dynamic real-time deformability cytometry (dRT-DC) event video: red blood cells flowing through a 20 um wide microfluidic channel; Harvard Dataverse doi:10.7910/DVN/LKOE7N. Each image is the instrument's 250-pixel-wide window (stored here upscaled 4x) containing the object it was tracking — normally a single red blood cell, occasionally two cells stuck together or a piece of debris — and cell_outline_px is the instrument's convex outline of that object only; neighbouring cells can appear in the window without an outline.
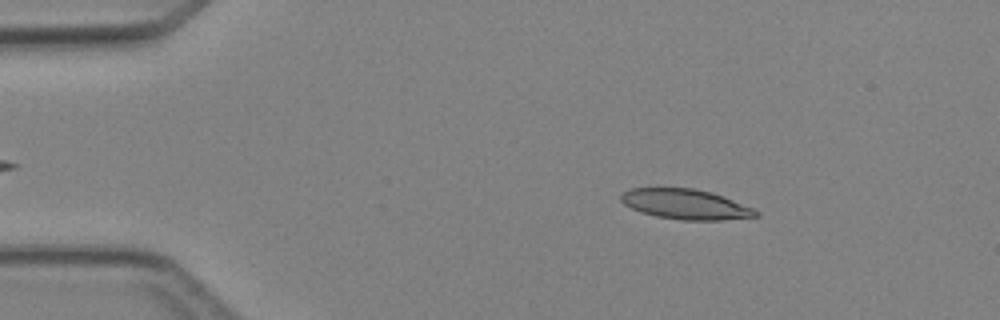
{"species": "Egyptian fruit bat (a non-hibernating species)", "species_latin": "Rousettus aegyptiacus", "temperature_condition": "cold", "stored_images_in_passage": 5, "camera_frame_rate_fps": 3000, "um_per_image_px": 0.085, "animal": {"sex": "female"}, "frame": {"image": 1, "passage_image": 1, "time_ms": 0.0, "image_size_px": [1000, 320], "cell_outline_px": [[760, 216], [724, 220], [680, 220], [656, 216], [640, 212], [624, 204], [620, 200], [620, 196], [624, 192], [632, 188], [692, 188], [712, 192], [752, 208], [760, 212]], "centroid_in_image_um": [58.27, 17.37], "position_along_channel_um": 26.7, "area_um2": 23.58}}
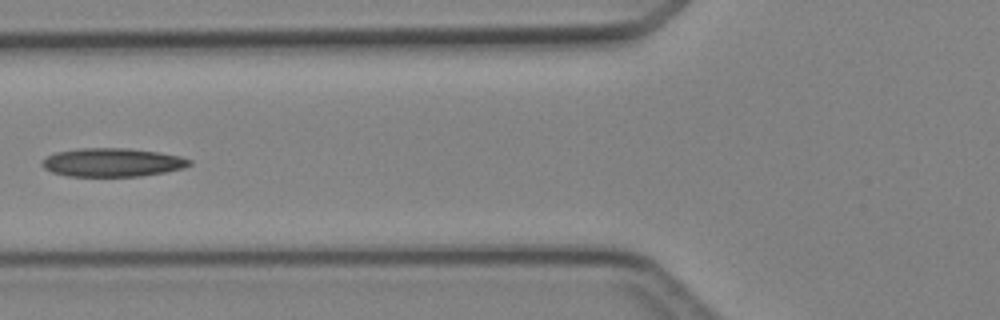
{"frame": {"image": 2, "passage_image": 4, "time_ms": 3.667, "image_size_px": [1000, 320], "cell_outline_px": [[192, 164], [184, 168], [164, 172], [140, 176], [68, 176], [52, 172], [44, 168], [40, 164], [48, 156], [56, 152], [76, 148], [128, 148], [160, 152], [180, 156], [192, 160]], "centroid_in_image_um": [9.57, 13.8], "position_along_channel_um": 116.2, "area_um2": 24.57}}
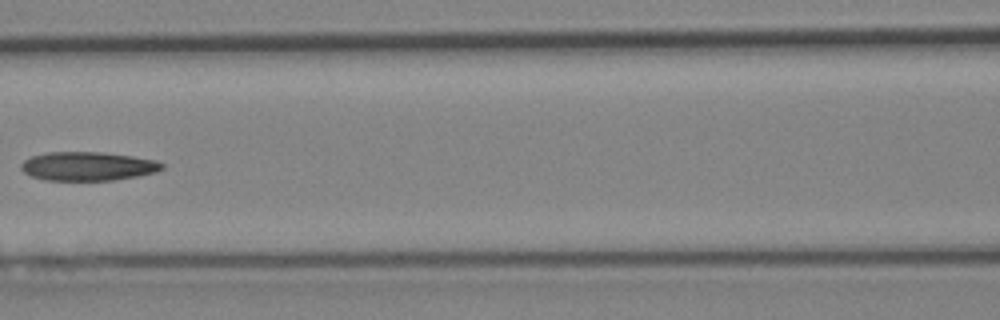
{"frame": {"image": 3, "passage_image": 5, "time_ms": 4.667, "image_size_px": [1000, 320], "cell_outline_px": [[164, 168], [156, 172], [136, 176], [112, 180], [44, 180], [32, 176], [24, 172], [20, 168], [20, 164], [24, 160], [32, 156], [48, 152], [104, 152], [132, 156], [156, 160], [164, 164]], "centroid_in_image_um": [7.46, 14.12], "position_along_channel_um": 159.1, "area_um2": 23.64}}